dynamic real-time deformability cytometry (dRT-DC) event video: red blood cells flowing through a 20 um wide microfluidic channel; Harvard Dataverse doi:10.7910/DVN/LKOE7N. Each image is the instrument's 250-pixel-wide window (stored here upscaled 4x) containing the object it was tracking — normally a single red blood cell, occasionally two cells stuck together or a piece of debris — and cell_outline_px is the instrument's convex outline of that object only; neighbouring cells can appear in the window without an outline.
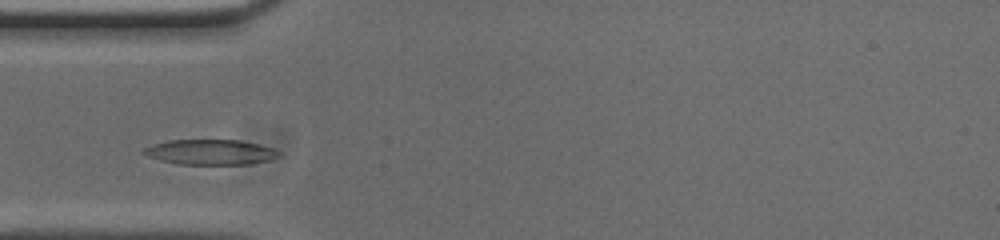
{"species": "common noctule bat (a hibernating species)", "species_latin": "Nyctalus noctula", "temperature_condition": "cold", "stored_images_in_passage": 32, "camera_frame_rate_fps": 3000, "um_per_image_px": 0.085, "animal": {"sex": "male", "body_mass_g": 20.0, "forearm_length_mm": 53.3}, "frame": {"image": 1, "passage_image": 6, "time_ms": 1.667, "image_size_px": [1000, 240], "cell_outline_px": [[280, 156], [268, 160], [248, 164], [176, 164], [160, 160], [148, 156], [140, 152], [144, 148], [152, 144], [168, 140], [240, 140], [260, 144], [272, 148], [280, 152]], "centroid_in_image_um": [17.86, 12.92], "position_along_channel_um": 67.1, "area_um2": 19.88}}
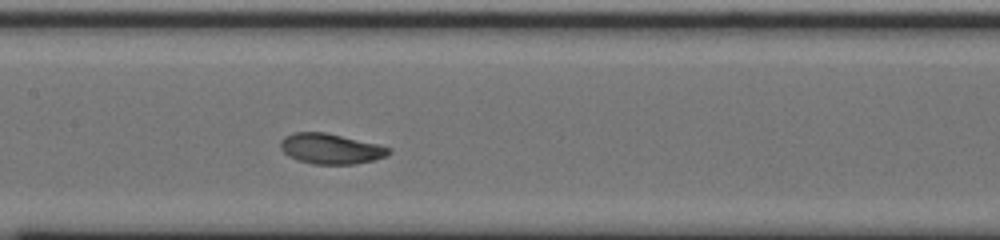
{"frame": {"image": 2, "passage_image": 15, "time_ms": 4.667, "image_size_px": [1000, 240], "cell_outline_px": [[392, 152], [388, 156], [356, 164], [312, 164], [296, 160], [288, 156], [280, 148], [280, 140], [284, 136], [296, 132], [324, 132], [380, 144], [392, 148]], "centroid_in_image_um": [28.13, 12.64], "position_along_channel_um": 179.3, "area_um2": 19.42}}
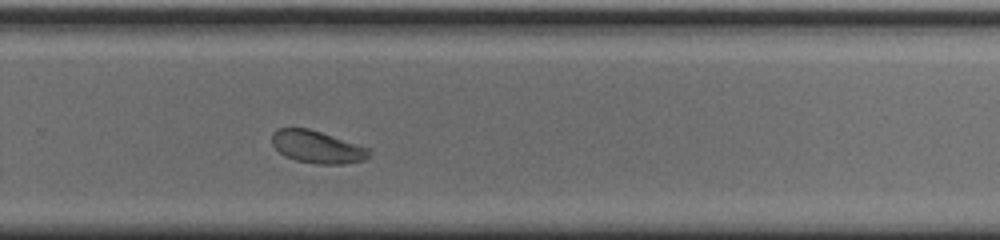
{"frame": {"image": 3, "passage_image": 25, "time_ms": 8.0, "image_size_px": [1000, 240], "cell_outline_px": [[372, 152], [364, 160], [344, 164], [320, 164], [296, 160], [284, 156], [272, 144], [272, 132], [280, 128], [308, 128], [372, 148]], "centroid_in_image_um": [27.0, 12.49], "position_along_channel_um": 302.8, "area_um2": 18.44}, "authors_computed_cell_mechanics": {"area_um2": 19.1029, "velocity_mm_per_s": 3.717, "shape_relaxation_time_tau1_ms": 3.1054, "shape_relaxation_time_tau2_ms": 1.1549, "deformation_change_tau1": 0.1597, "deformation_change_tau2": 0.0547}}